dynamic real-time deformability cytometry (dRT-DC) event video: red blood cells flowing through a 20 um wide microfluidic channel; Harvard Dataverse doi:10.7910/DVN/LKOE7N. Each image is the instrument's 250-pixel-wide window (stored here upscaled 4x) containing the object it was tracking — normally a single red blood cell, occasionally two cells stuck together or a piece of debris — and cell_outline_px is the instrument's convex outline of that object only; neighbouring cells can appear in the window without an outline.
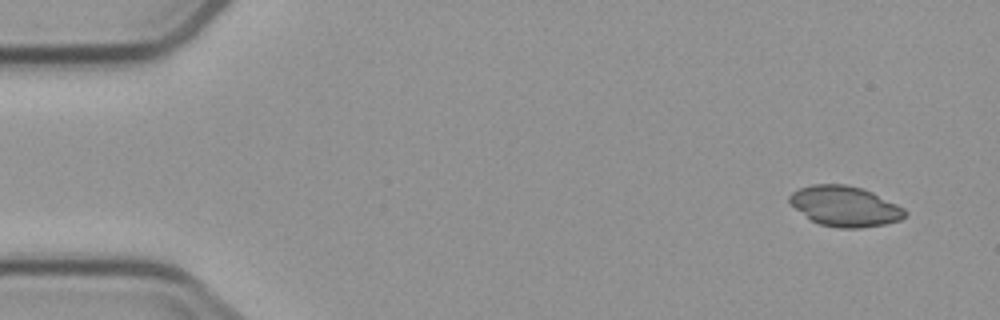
{"species": "common noctule bat (a hibernating species)", "species_latin": "Nyctalus noctula", "temperature_condition": "cold", "stored_images_in_passage": 8, "camera_frame_rate_fps": 3000, "um_per_image_px": 0.085, "animal": {"sex": "male", "body_mass_g": 23.1, "forearm_length_mm": 52.7}, "frame": {"image": 1, "passage_image": 1, "time_ms": 0.0, "image_size_px": [1000, 320], "cell_outline_px": [[908, 216], [900, 220], [884, 224], [860, 228], [840, 228], [820, 224], [812, 220], [796, 208], [788, 200], [788, 196], [792, 192], [800, 188], [812, 184], [844, 184], [860, 188], [872, 192], [904, 208], [908, 212]], "centroid_in_image_um": [71.84, 17.53], "position_along_channel_um": 13.2, "area_um2": 26.88}}